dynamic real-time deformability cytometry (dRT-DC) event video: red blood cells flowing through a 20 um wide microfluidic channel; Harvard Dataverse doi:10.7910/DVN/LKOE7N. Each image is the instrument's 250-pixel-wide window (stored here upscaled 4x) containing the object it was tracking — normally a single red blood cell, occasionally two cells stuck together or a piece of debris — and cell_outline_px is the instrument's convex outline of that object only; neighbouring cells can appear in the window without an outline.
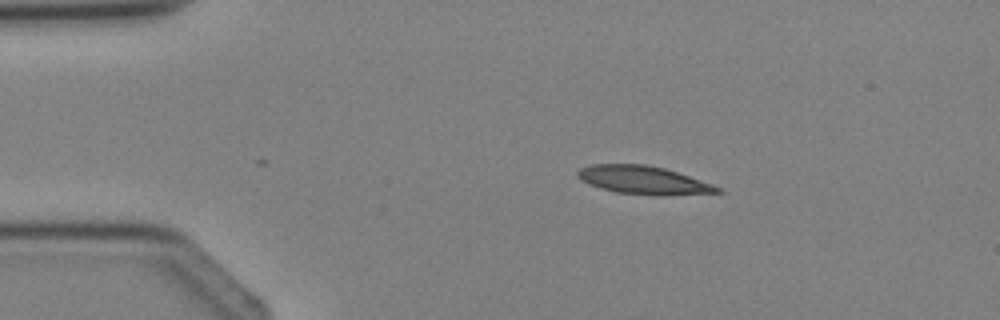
{"species": "Egyptian fruit bat (a non-hibernating species)", "species_latin": "Rousettus aegyptiacus", "temperature_condition": "cold", "stored_images_in_passage": 2, "camera_frame_rate_fps": 3000, "um_per_image_px": 0.085, "animal": {"sex": "female"}, "frame": {"image": 1, "passage_image": 1, "time_ms": 0.0, "image_size_px": [1000, 320], "cell_outline_px": [[724, 192], [664, 196], [656, 196], [616, 192], [588, 184], [580, 180], [576, 176], [576, 172], [580, 168], [592, 164], [644, 164], [664, 168], [712, 184], [720, 188]], "centroid_in_image_um": [54.66, 15.32], "position_along_channel_um": 30.3, "area_um2": 23.0}}